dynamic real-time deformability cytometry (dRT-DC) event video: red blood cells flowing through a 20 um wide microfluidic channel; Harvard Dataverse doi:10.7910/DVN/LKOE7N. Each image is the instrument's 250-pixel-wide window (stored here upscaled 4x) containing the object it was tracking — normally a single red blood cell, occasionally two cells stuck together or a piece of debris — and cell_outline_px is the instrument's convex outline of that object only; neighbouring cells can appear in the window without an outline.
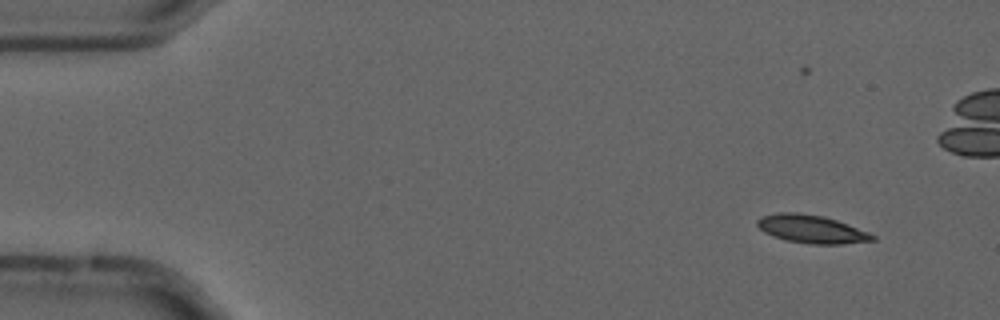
{"species": "common noctule bat (a hibernating species)", "species_latin": "Nyctalus noctula", "temperature_condition": "cold", "stored_images_in_passage": 53, "camera_frame_rate_fps": 3000, "um_per_image_px": 0.085, "animal": {"sex": "male", "forearm_length_mm": 52.5}, "frame": {"image": 1, "passage_image": 2, "time_ms": 0.333, "image_size_px": [1000, 320], "cell_outline_px": [[876, 240], [840, 244], [812, 244], [788, 240], [772, 236], [764, 232], [756, 224], [756, 220], [764, 216], [776, 212], [796, 212], [824, 216], [836, 220], [868, 232], [876, 236]], "centroid_in_image_um": [68.97, 19.46], "position_along_channel_um": 16.0, "area_um2": 18.73}}
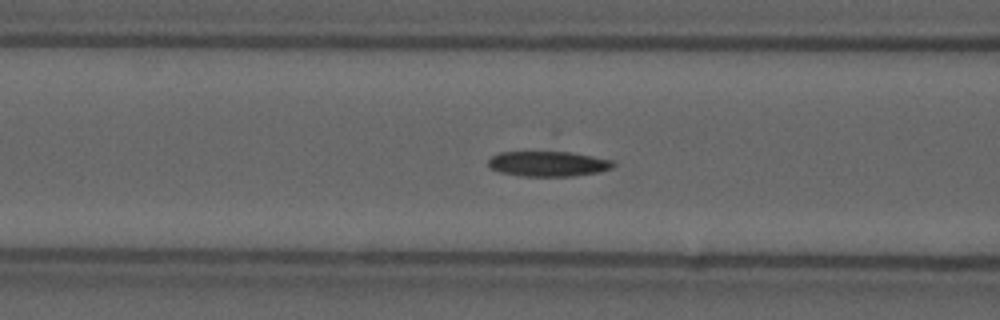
{"frame": {"image": 2, "passage_image": 19, "time_ms": 6.0, "image_size_px": [1000, 320], "cell_outline_px": [[616, 164], [612, 168], [600, 172], [572, 176], [520, 176], [500, 172], [488, 168], [488, 160], [492, 156], [500, 152], [568, 152], [592, 156], [612, 160]], "centroid_in_image_um": [46.58, 13.93], "position_along_channel_um": 120.0, "area_um2": 18.38}}
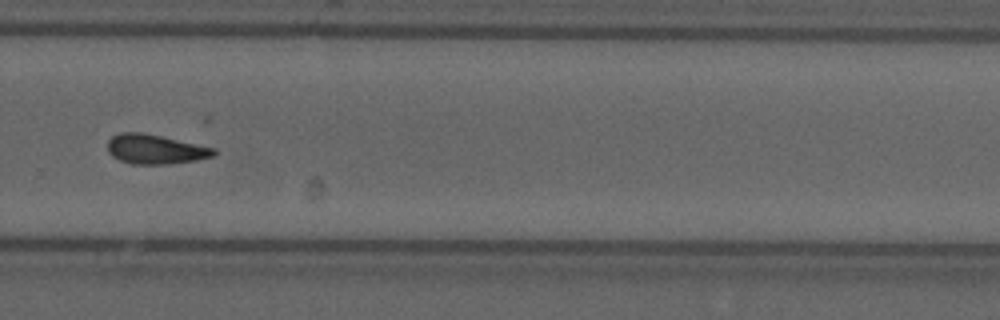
{"frame": {"image": 3, "passage_image": 35, "time_ms": 11.333, "image_size_px": [1000, 320], "cell_outline_px": [[216, 152], [212, 156], [196, 160], [168, 164], [132, 164], [120, 160], [112, 156], [108, 152], [108, 140], [112, 136], [120, 132], [140, 132], [160, 136], [216, 148]], "centroid_in_image_um": [13.17, 12.68], "position_along_channel_um": 316.6, "area_um2": 18.15}, "authors_computed_cell_mechanics": {"area_um2": 18.2648, "velocity_mm_per_s": 3.6925, "shape_relaxation_time_tau1_ms": null, "shape_relaxation_time_tau2_ms": 10.3277, "deformation_change_tau1": null, "deformation_change_tau2": 0.1859}}